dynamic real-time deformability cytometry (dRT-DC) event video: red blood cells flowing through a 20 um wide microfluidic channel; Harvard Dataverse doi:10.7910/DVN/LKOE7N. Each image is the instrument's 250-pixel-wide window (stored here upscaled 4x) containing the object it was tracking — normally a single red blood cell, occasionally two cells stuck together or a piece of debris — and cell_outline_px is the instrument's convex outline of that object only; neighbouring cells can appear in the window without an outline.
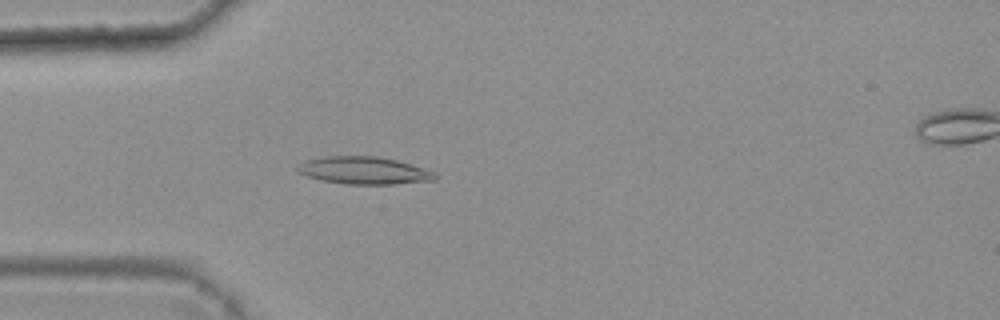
{"species": "common noctule bat (a hibernating species)", "species_latin": "Nyctalus noctula", "temperature_condition": "warm", "stored_images_in_passage": 4, "camera_frame_rate_fps": 3000, "um_per_image_px": 0.085, "animal": {"sex": "female", "body_mass_g": 25.1}, "frame": {"image": 1, "passage_image": 3, "time_ms": 0.667, "image_size_px": [1000, 320], "cell_outline_px": [[436, 180], [396, 184], [344, 184], [320, 180], [296, 172], [296, 168], [304, 160], [324, 156], [376, 156], [396, 160], [436, 172]], "centroid_in_image_um": [30.91, 14.49], "position_along_channel_um": 54.1, "area_um2": 22.08}}